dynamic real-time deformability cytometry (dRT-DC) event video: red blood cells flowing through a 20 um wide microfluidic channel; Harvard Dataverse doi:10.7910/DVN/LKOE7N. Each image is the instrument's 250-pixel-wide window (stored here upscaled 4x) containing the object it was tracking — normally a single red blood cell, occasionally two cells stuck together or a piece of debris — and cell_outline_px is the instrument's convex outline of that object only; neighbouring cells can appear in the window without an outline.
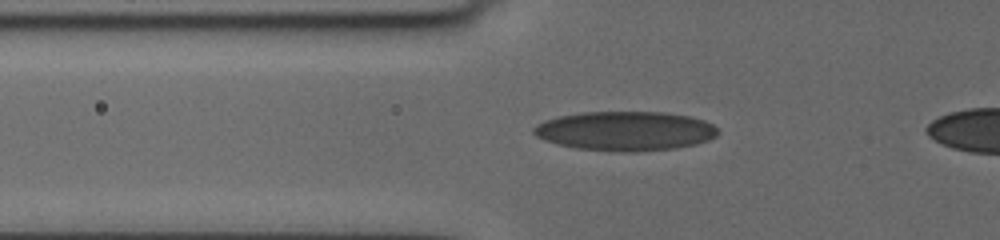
{"species": "human", "species_latin": "Homo sapiens", "temperature_condition": "cold", "stored_images_in_passage": 40, "camera_frame_rate_fps": 3000, "um_per_image_px": 0.085, "donor": {"sex": "female"}, "frame": {"image": 1, "passage_image": 3, "time_ms": 1.0, "image_size_px": [1000, 240], "cell_outline_px": [[716, 136], [708, 140], [696, 144], [676, 148], [636, 152], [624, 152], [576, 148], [544, 140], [536, 136], [532, 132], [532, 128], [536, 124], [560, 116], [580, 112], [664, 112], [688, 116], [704, 120], [712, 124], [716, 128]], "centroid_in_image_um": [53.14, 11.13], "position_along_channel_um": 72.7, "area_um2": 42.08}}
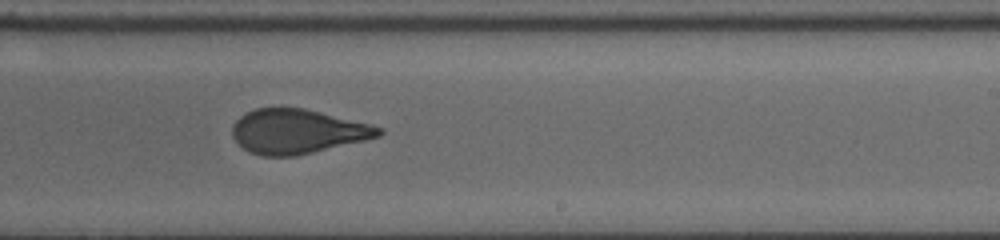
{"frame": {"image": 2, "passage_image": 18, "time_ms": 6.333, "image_size_px": [1000, 240], "cell_outline_px": [[384, 132], [380, 136], [364, 140], [296, 156], [264, 156], [248, 152], [232, 136], [232, 124], [240, 116], [256, 108], [304, 108], [384, 128]], "centroid_in_image_um": [25.25, 11.18], "position_along_channel_um": 263.7, "area_um2": 37.51}}
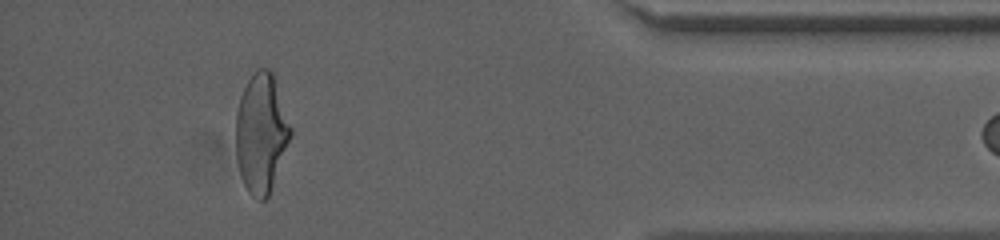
{"frame": {"image": 3, "passage_image": 38, "time_ms": 11.333, "image_size_px": [1000, 240], "cell_outline_px": [[292, 132], [268, 196], [264, 200], [256, 200], [248, 192], [240, 176], [236, 156], [236, 112], [240, 96], [248, 80], [256, 68], [268, 68], [272, 72], [292, 128]], "centroid_in_image_um": [22.18, 11.3], "position_along_channel_um": 413.0, "area_um2": 37.74}}